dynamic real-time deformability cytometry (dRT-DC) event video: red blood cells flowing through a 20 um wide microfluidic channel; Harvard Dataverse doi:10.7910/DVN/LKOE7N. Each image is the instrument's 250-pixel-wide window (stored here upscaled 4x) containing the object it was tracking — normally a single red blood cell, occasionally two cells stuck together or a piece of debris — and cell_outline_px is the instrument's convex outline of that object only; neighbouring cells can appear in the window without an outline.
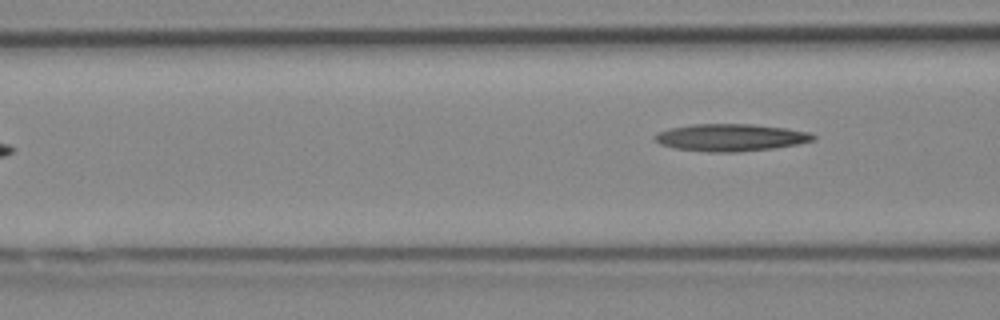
{"species": "Egyptian fruit bat (a non-hibernating species)", "species_latin": "Rousettus aegyptiacus", "temperature_condition": "cold", "stored_images_in_passage": 6, "camera_frame_rate_fps": 3000, "um_per_image_px": 0.085, "animal": {"sex": "female"}, "frame": {"image": 1, "passage_image": 6, "time_ms": 1.667, "image_size_px": [1000, 320], "cell_outline_px": [[816, 140], [776, 148], [736, 152], [708, 152], [672, 148], [660, 144], [652, 140], [652, 136], [668, 128], [692, 124], [752, 124], [784, 128], [808, 132], [816, 136]], "centroid_in_image_um": [62.05, 11.69], "position_along_channel_um": 104.5, "area_um2": 25.32}}